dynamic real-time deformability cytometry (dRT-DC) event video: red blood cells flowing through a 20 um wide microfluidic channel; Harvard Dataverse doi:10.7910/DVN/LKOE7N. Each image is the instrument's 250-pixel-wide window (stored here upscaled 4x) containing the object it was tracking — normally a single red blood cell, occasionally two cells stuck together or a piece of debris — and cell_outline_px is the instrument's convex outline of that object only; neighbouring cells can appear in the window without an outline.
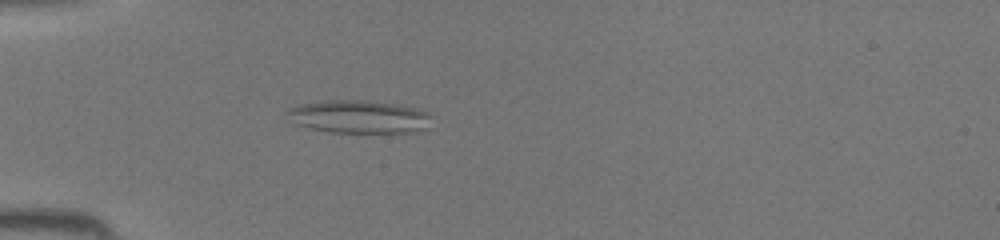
{"species": "common noctule bat (a hibernating species)", "species_latin": "Nyctalus noctula", "temperature_condition": "room temperature", "stored_images_in_passage": 44, "camera_frame_rate_fps": 3000, "um_per_image_px": 0.085, "animal": {"sex": "female", "body_mass_g": 19.5, "forearm_length_mm": 54.1}, "frame": {"image": 1, "passage_image": 13, "time_ms": 4.0, "image_size_px": [1000, 240], "cell_outline_px": [[432, 116], [424, 128], [412, 132], [328, 132], [292, 124], [288, 120], [284, 112], [288, 108], [300, 104], [324, 100], [368, 100], [396, 104], [428, 112]], "centroid_in_image_um": [30.38, 9.91], "position_along_channel_um": 54.6, "area_um2": 27.86}}
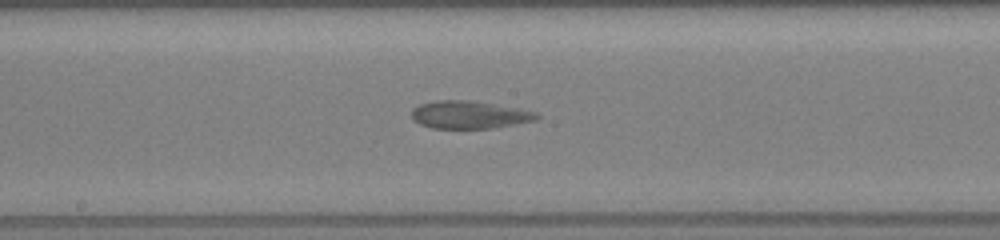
{"frame": {"image": 2, "passage_image": 24, "time_ms": 7.667, "image_size_px": [1000, 240], "cell_outline_px": [[540, 116], [536, 120], [492, 128], [432, 128], [420, 124], [412, 116], [412, 108], [420, 104], [436, 100], [468, 100], [520, 108], [536, 112]], "centroid_in_image_um": [39.9, 9.75], "position_along_channel_um": 208.3, "area_um2": 20.06}}
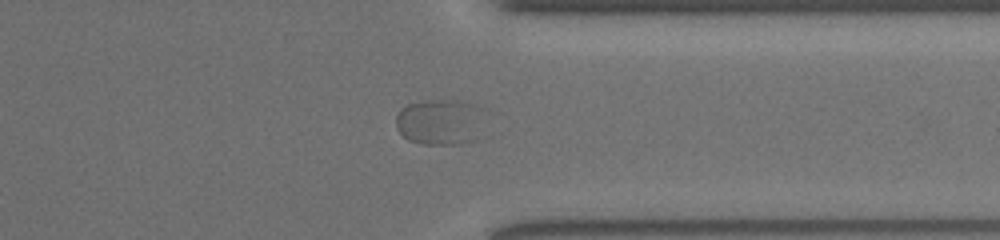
{"frame": {"image": 3, "passage_image": 35, "time_ms": 11.333, "image_size_px": [1000, 240], "cell_outline_px": [[488, 112], [476, 140], [460, 144], [420, 144], [408, 140], [396, 128], [396, 116], [400, 108], [408, 104], [428, 100], [468, 100], [488, 108]], "centroid_in_image_um": [37.51, 10.33], "position_along_channel_um": 373.9, "area_um2": 24.85}}